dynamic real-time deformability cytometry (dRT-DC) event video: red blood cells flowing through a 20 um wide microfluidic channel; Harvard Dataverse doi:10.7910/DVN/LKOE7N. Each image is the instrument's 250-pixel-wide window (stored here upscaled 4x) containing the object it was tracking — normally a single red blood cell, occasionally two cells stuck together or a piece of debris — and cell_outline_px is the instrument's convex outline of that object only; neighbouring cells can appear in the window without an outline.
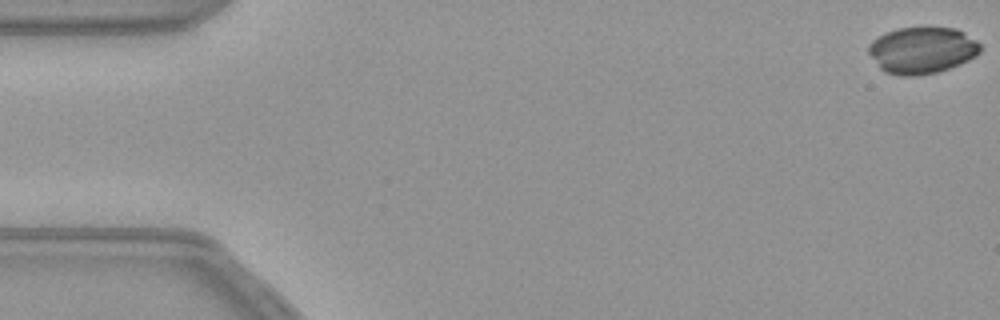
{"species": "common noctule bat (a hibernating species)", "species_latin": "Nyctalus noctula", "temperature_condition": "warm", "stored_images_in_passage": 55, "camera_frame_rate_fps": 3000, "um_per_image_px": 0.085, "animal": {"sex": "female", "body_mass_g": 21.9}, "frame": {"image": 1, "passage_image": 1, "time_ms": 0.0, "image_size_px": [1000, 320], "cell_outline_px": [[980, 52], [976, 56], [960, 64], [936, 72], [916, 76], [900, 76], [884, 72], [880, 68], [868, 52], [868, 44], [872, 40], [896, 28], [924, 24], [956, 28], [964, 32], [976, 40], [980, 44]], "centroid_in_image_um": [78.38, 4.22], "position_along_channel_um": 6.6, "area_um2": 31.1}}
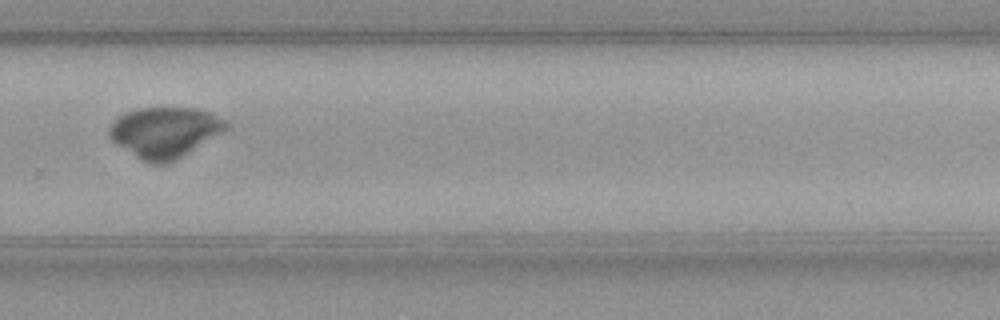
{"frame": {"image": 2, "passage_image": 37, "time_ms": 12.0, "image_size_px": [1000, 320], "cell_outline_px": [[228, 128], [176, 160], [164, 164], [152, 164], [140, 160], [116, 144], [108, 136], [108, 128], [124, 112], [140, 108], [196, 108], [208, 112], [224, 120], [228, 124]], "centroid_in_image_um": [13.96, 11.25], "position_along_channel_um": 315.8, "area_um2": 34.1}}
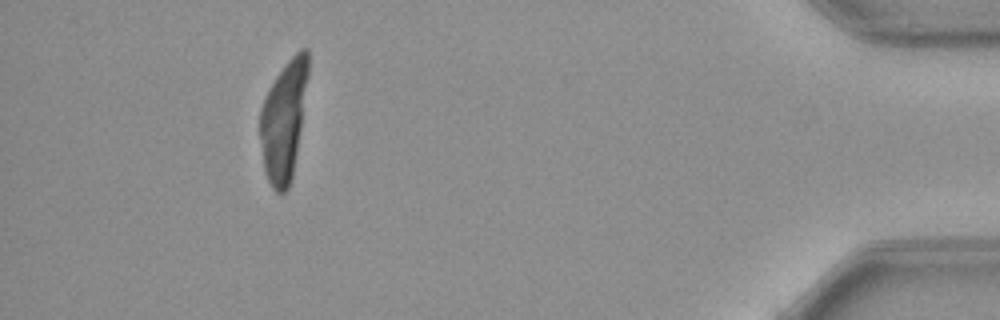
{"frame": {"image": 3, "passage_image": 50, "time_ms": 16.333, "image_size_px": [1000, 320], "cell_outline_px": [[308, 76], [300, 128], [292, 176], [288, 188], [284, 192], [276, 192], [272, 188], [264, 172], [260, 140], [260, 108], [264, 96], [276, 76], [288, 60], [300, 48], [308, 48]], "centroid_in_image_um": [24.09, 10.22], "position_along_channel_um": 411.1, "area_um2": 33.18}}